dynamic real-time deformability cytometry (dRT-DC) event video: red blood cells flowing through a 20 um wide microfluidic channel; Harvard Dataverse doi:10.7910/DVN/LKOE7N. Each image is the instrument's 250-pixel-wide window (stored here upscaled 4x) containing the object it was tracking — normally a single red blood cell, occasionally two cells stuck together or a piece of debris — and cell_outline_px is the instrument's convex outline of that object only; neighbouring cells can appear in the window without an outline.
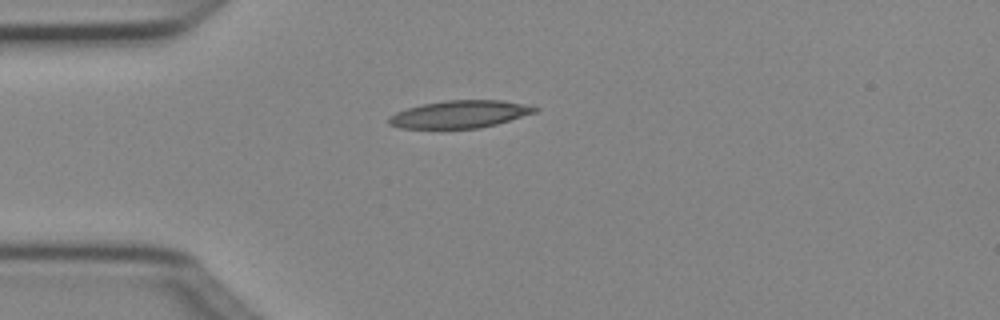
{"species": "Egyptian fruit bat (a non-hibernating species)", "species_latin": "Rousettus aegyptiacus", "temperature_condition": "cold", "stored_images_in_passage": 1, "camera_frame_rate_fps": 3000, "um_per_image_px": 0.085, "animal": {"sex": "female"}, "frame": {"image": 1, "passage_image": 1, "time_ms": 0.0, "image_size_px": [1000, 320], "cell_outline_px": [[540, 108], [536, 112], [496, 124], [480, 128], [400, 128], [388, 124], [388, 116], [396, 112], [408, 108], [424, 104], [448, 100], [500, 100]], "centroid_in_image_um": [39.04, 9.71], "position_along_channel_um": 46.0, "area_um2": 23.06}}